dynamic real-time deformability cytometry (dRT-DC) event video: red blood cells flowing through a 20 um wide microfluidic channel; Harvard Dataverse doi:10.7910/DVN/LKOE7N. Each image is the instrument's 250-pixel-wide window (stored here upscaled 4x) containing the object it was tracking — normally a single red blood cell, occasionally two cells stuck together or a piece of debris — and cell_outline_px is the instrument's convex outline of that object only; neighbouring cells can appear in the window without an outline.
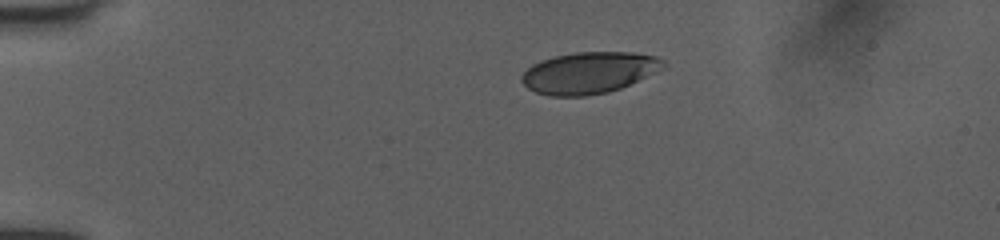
{"species": "human", "species_latin": "Homo sapiens", "temperature_condition": "room temperature", "stored_images_in_passage": 41, "camera_frame_rate_fps": 3000, "um_per_image_px": 0.085, "donor": {"sex": "female"}, "frame": {"image": 1, "passage_image": 1, "time_ms": 0.0, "image_size_px": [1000, 240], "cell_outline_px": [[664, 68], [620, 88], [608, 92], [584, 96], [548, 96], [536, 92], [528, 88], [520, 80], [520, 76], [532, 64], [540, 60], [556, 56], [576, 52], [632, 52], [656, 56], [664, 60]], "centroid_in_image_um": [50.04, 6.18], "position_along_channel_um": 35.0, "area_um2": 34.16}}
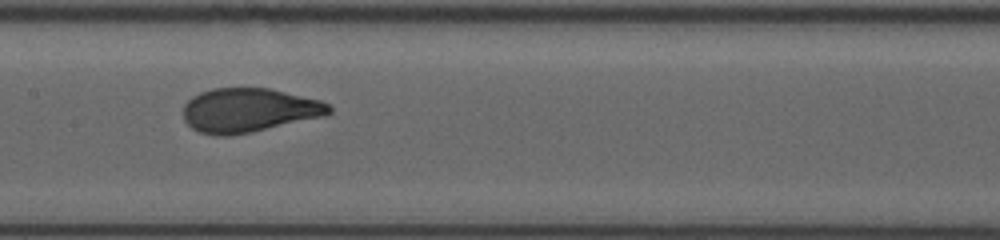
{"frame": {"image": 2, "passage_image": 17, "time_ms": 5.333, "image_size_px": [1000, 240], "cell_outline_px": [[332, 112], [328, 116], [252, 132], [228, 136], [216, 136], [200, 132], [192, 128], [184, 120], [184, 104], [192, 96], [200, 92], [212, 88], [268, 88], [320, 100], [328, 104], [332, 108]], "centroid_in_image_um": [21.17, 9.38], "position_along_channel_um": 186.2, "area_um2": 37.69}}
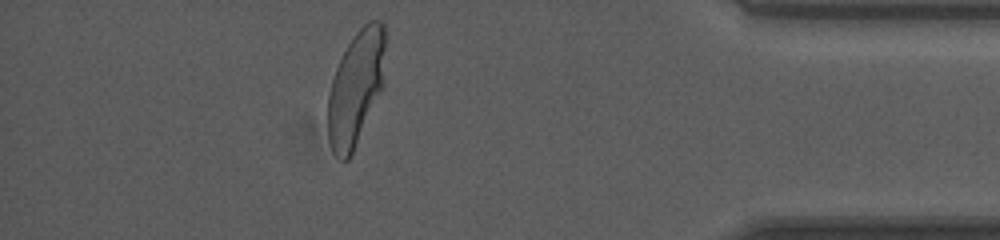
{"frame": {"image": 3, "passage_image": 36, "time_ms": 11.667, "image_size_px": [1000, 240], "cell_outline_px": [[384, 48], [380, 92], [352, 152], [348, 160], [340, 160], [332, 152], [328, 140], [328, 96], [332, 80], [336, 68], [348, 44], [356, 32], [368, 20], [380, 20], [384, 24]], "centroid_in_image_um": [30.2, 7.48], "position_along_channel_um": 405.0, "area_um2": 37.34}, "authors_computed_cell_mechanics": {"area_um2": 37.6856, "velocity_mm_per_s": 4.0092, "shape_relaxation_time_tau1_ms": 3.4253, "shape_relaxation_time_tau2_ms": null, "deformation_change_tau1": 0.1555, "deformation_change_tau2": null}}